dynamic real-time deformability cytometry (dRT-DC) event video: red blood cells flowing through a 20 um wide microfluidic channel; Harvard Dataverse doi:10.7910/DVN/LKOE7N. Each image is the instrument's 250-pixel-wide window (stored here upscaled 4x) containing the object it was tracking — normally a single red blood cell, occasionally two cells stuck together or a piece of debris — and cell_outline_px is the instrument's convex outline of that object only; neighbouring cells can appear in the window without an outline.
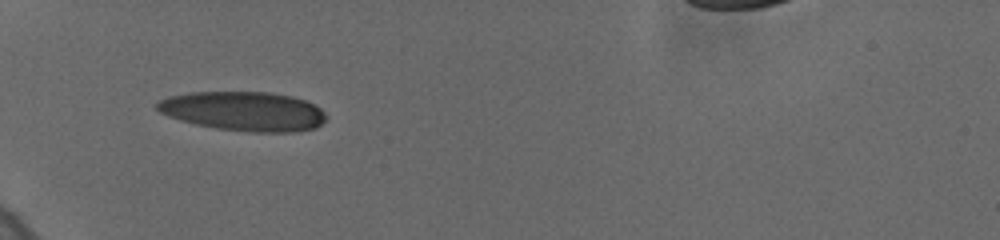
{"species": "human", "species_latin": "Homo sapiens", "temperature_condition": "cold", "stored_images_in_passage": 22, "camera_frame_rate_fps": 3000, "um_per_image_px": 0.085, "donor": {"sex": "female"}, "frame": {"image": 1, "passage_image": 1, "time_ms": 0.0, "image_size_px": [1000, 240], "cell_outline_px": [[328, 116], [316, 128], [296, 132], [252, 132], [216, 128], [196, 124], [180, 120], [168, 116], [160, 112], [156, 108], [156, 104], [160, 100], [168, 96], [192, 92], [268, 92], [292, 96], [304, 100], [320, 108]], "centroid_in_image_um": [20.72, 9.45], "position_along_channel_um": 64.3, "area_um2": 38.73}}
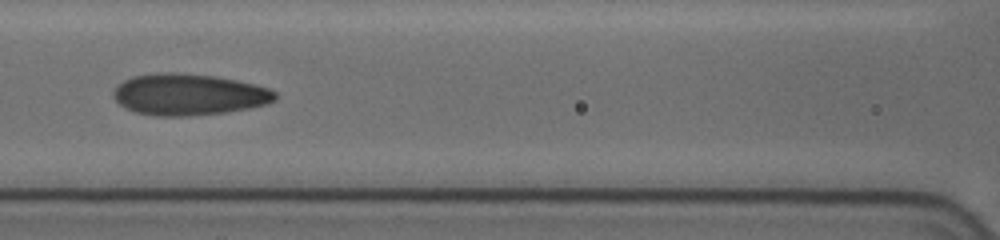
{"frame": {"image": 2, "passage_image": 16, "time_ms": 2.667, "image_size_px": [1000, 240], "cell_outline_px": [[276, 100], [268, 104], [252, 108], [224, 112], [188, 116], [156, 116], [136, 112], [124, 108], [112, 96], [112, 92], [124, 80], [132, 76], [168, 72], [216, 76], [256, 84], [268, 88], [276, 92]], "centroid_in_image_um": [16.07, 8.04], "position_along_channel_um": 150.5, "area_um2": 39.07}}
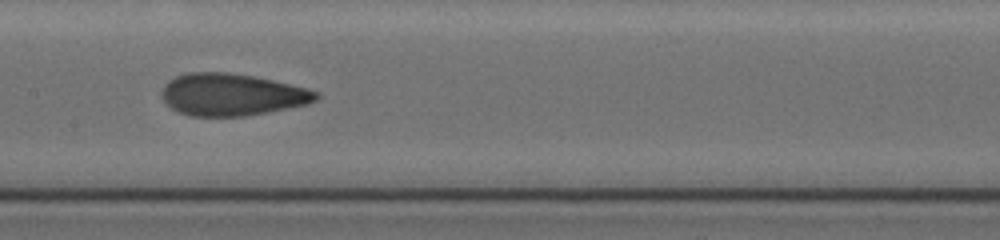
{"frame": {"image": 3, "passage_image": 21, "time_ms": 3.667, "image_size_px": [1000, 240], "cell_outline_px": [[320, 96], [316, 100], [308, 104], [244, 116], [192, 116], [180, 112], [172, 108], [164, 100], [164, 84], [168, 80], [176, 76], [188, 72], [228, 72], [256, 76], [308, 88], [320, 92]], "centroid_in_image_um": [19.75, 8.02], "position_along_channel_um": 187.6, "area_um2": 37.74}}